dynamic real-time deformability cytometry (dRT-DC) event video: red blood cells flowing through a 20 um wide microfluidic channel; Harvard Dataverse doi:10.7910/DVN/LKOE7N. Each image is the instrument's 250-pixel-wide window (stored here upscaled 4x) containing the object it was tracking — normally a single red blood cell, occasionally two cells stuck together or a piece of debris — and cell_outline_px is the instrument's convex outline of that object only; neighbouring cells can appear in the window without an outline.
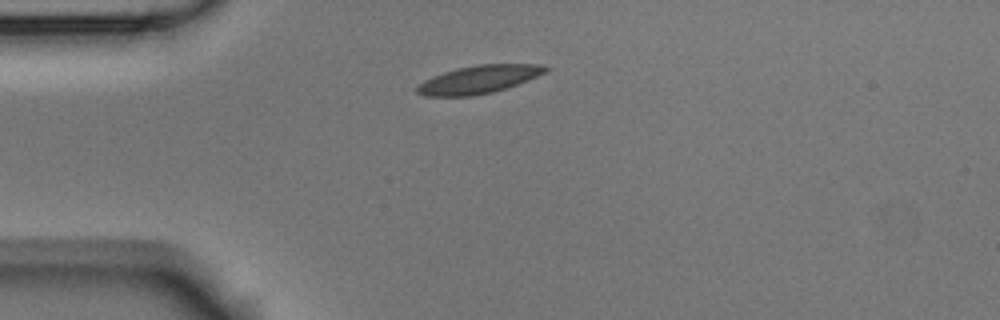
{"species": "Egyptian fruit bat (a non-hibernating species)", "species_latin": "Rousettus aegyptiacus", "temperature_condition": "room temperature", "stored_images_in_passage": 1, "camera_frame_rate_fps": 3000, "um_per_image_px": 0.085, "animal": {"sex": "male"}, "frame": {"image": 1, "passage_image": 1, "time_ms": 0.0, "image_size_px": [1000, 320], "cell_outline_px": [[548, 72], [528, 80], [492, 92], [472, 96], [424, 96], [416, 92], [416, 88], [424, 80], [432, 76], [456, 68], [476, 64], [544, 64], [548, 68]], "centroid_in_image_um": [40.7, 6.74], "position_along_channel_um": 44.3, "area_um2": 20.92}}